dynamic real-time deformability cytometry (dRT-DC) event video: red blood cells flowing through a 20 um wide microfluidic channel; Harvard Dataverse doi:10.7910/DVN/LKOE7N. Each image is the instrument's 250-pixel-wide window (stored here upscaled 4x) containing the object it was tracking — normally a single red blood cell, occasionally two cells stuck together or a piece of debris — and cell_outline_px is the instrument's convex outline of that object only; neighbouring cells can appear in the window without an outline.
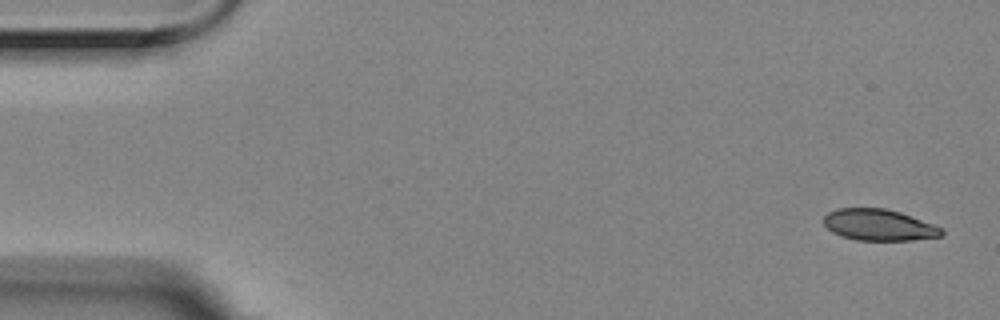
{"species": "Egyptian fruit bat (a non-hibernating species)", "species_latin": "Rousettus aegyptiacus", "temperature_condition": "room temperature", "stored_images_in_passage": 5, "camera_frame_rate_fps": 3000, "um_per_image_px": 0.085, "animal": {"sex": "female"}, "frame": {"image": 1, "passage_image": 1, "time_ms": 0.0, "image_size_px": [1000, 320], "cell_outline_px": [[944, 232], [940, 236], [912, 240], [856, 240], [840, 236], [832, 232], [824, 224], [824, 216], [828, 212], [836, 208], [884, 208], [900, 212], [944, 228]], "centroid_in_image_um": [74.69, 19.12], "position_along_channel_um": 10.3, "area_um2": 21.56}}